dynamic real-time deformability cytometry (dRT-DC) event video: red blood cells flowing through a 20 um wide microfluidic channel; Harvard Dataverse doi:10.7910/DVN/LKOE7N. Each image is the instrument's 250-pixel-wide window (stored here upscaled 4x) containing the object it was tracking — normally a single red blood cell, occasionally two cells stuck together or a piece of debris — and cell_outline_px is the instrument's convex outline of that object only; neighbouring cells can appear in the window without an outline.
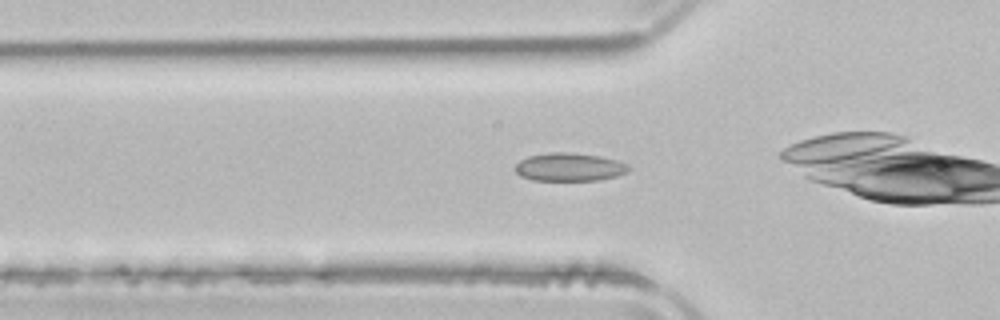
{"species": "common noctule bat (a hibernating species)", "species_latin": "Nyctalus noctula", "temperature_condition": "room temperature", "stored_images_in_passage": 27, "camera_frame_rate_fps": 3000, "um_per_image_px": 0.085, "animal": {"sex": "male", "body_mass_g": 21.5, "forearm_length_mm": 52.0}, "frame": {"image": 1, "passage_image": 3, "time_ms": 0.667, "image_size_px": [1000, 320], "cell_outline_px": [[632, 168], [628, 172], [616, 176], [600, 180], [532, 180], [520, 176], [516, 172], [516, 164], [520, 160], [528, 156], [552, 152], [568, 152], [600, 156], [616, 160], [628, 164]], "centroid_in_image_um": [48.42, 14.2], "position_along_channel_um": 77.4, "area_um2": 18.67}}
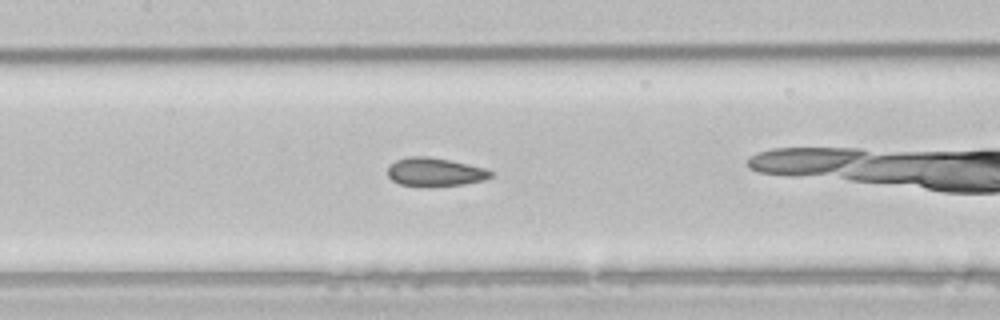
{"frame": {"image": 2, "passage_image": 10, "time_ms": 3.0, "image_size_px": [1000, 320], "cell_outline_px": [[492, 176], [484, 180], [464, 184], [400, 184], [392, 180], [388, 176], [388, 168], [396, 160], [412, 156], [428, 156], [468, 164], [484, 168], [492, 172]], "centroid_in_image_um": [36.98, 14.58], "position_along_channel_um": 170.4, "area_um2": 16.3}}
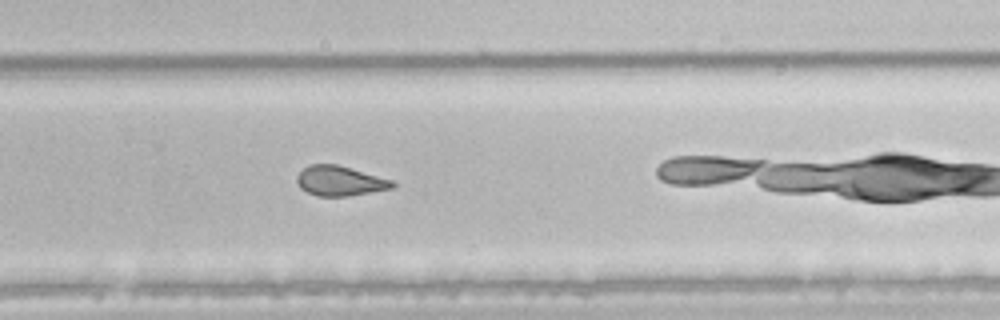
{"frame": {"image": 3, "passage_image": 20, "time_ms": 6.333, "image_size_px": [1000, 320], "cell_outline_px": [[396, 184], [392, 188], [344, 196], [320, 196], [308, 192], [300, 188], [296, 180], [296, 176], [308, 164], [336, 164], [392, 180]], "centroid_in_image_um": [28.85, 15.36], "position_along_channel_um": 301.0, "area_um2": 16.3}}